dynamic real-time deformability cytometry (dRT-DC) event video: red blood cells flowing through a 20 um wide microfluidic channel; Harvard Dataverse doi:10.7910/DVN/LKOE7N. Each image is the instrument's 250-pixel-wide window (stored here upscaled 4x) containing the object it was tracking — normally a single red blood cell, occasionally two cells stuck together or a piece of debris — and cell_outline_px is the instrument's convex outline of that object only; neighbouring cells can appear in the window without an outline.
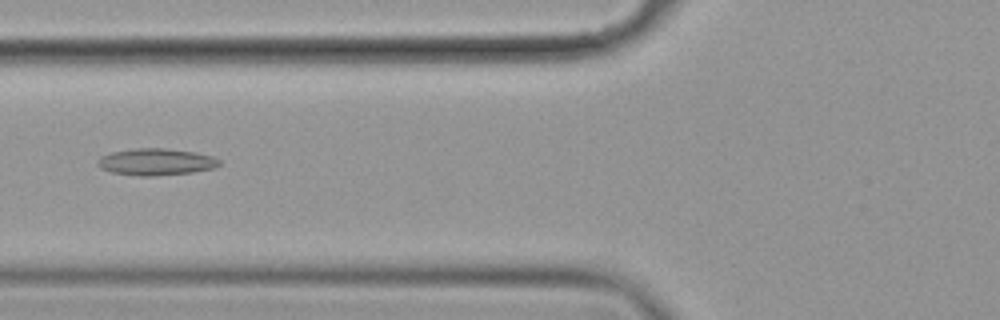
{"species": "common noctule bat (a hibernating species)", "species_latin": "Nyctalus noctula", "temperature_condition": "cold", "stored_images_in_passage": 7, "camera_frame_rate_fps": 3000, "um_per_image_px": 0.085, "animal": {"sex": "female", "body_mass_g": 19.9}, "frame": {"image": 1, "passage_image": 6, "time_ms": 1.667, "image_size_px": [1000, 320], "cell_outline_px": [[220, 164], [216, 168], [192, 172], [156, 176], [140, 176], [112, 172], [100, 168], [96, 164], [96, 160], [100, 156], [112, 152], [136, 148], [164, 148], [196, 152], [212, 156], [220, 160]], "centroid_in_image_um": [13.26, 13.76], "position_along_channel_um": 112.5, "area_um2": 19.13}}
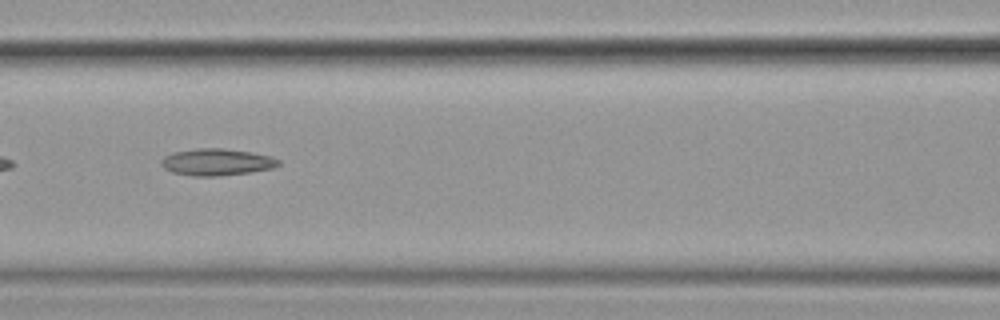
{"frame": {"image": 2, "passage_image": 7, "time_ms": 2.0, "image_size_px": [1000, 320], "cell_outline_px": [[280, 164], [272, 168], [248, 172], [220, 176], [192, 176], [172, 172], [164, 168], [160, 164], [160, 160], [164, 156], [172, 152], [196, 148], [224, 148], [272, 156], [280, 160]], "centroid_in_image_um": [18.38, 13.77], "position_along_channel_um": 148.2, "area_um2": 18.38}}